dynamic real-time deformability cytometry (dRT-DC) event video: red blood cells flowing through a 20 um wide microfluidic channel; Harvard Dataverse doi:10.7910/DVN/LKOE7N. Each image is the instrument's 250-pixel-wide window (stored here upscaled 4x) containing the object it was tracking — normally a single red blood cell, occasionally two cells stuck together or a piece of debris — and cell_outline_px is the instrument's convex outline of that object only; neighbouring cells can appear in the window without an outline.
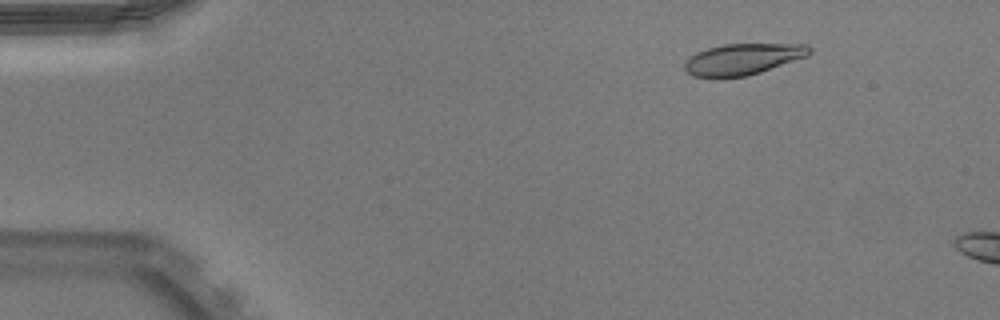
{"species": "Egyptian fruit bat (a non-hibernating species)", "species_latin": "Rousettus aegyptiacus", "temperature_condition": "warm", "stored_images_in_passage": 11, "camera_frame_rate_fps": 3000, "um_per_image_px": 0.085, "animal": {"sex": "male"}, "frame": {"image": 1, "passage_image": 7, "time_ms": 2.0, "image_size_px": [1000, 320], "cell_outline_px": [[812, 52], [808, 56], [748, 76], [692, 76], [684, 68], [684, 60], [696, 52], [708, 48], [724, 44], [808, 44], [812, 48]], "centroid_in_image_um": [63.17, 5.0], "position_along_channel_um": 21.8, "area_um2": 22.54}}